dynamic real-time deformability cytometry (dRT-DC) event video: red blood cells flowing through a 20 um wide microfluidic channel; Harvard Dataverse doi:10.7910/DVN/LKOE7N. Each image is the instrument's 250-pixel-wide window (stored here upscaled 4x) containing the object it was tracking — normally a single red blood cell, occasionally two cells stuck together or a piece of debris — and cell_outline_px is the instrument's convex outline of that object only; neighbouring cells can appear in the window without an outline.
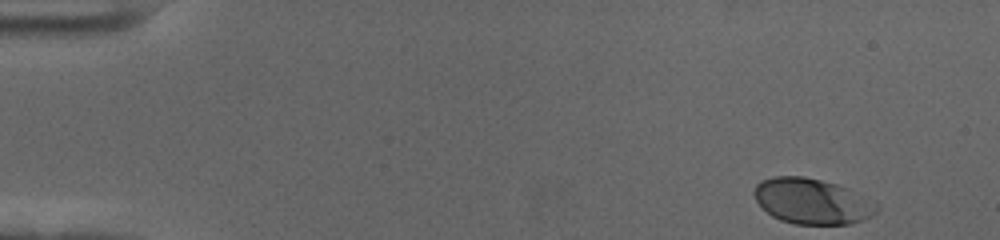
{"species": "human", "species_latin": "Homo sapiens", "temperature_condition": "cold", "stored_images_in_passage": 54, "camera_frame_rate_fps": 3000, "um_per_image_px": 0.085, "donor": {"sex": "female"}, "frame": {"image": 1, "passage_image": 1, "time_ms": 0.0, "image_size_px": [1000, 240], "cell_outline_px": [[880, 208], [872, 216], [864, 220], [852, 224], [796, 224], [780, 220], [772, 216], [756, 200], [752, 192], [756, 184], [760, 180], [772, 176], [804, 176], [836, 184], [848, 188], [880, 204]], "centroid_in_image_um": [69.05, 17.1], "position_along_channel_um": 16.0, "area_um2": 32.83}}
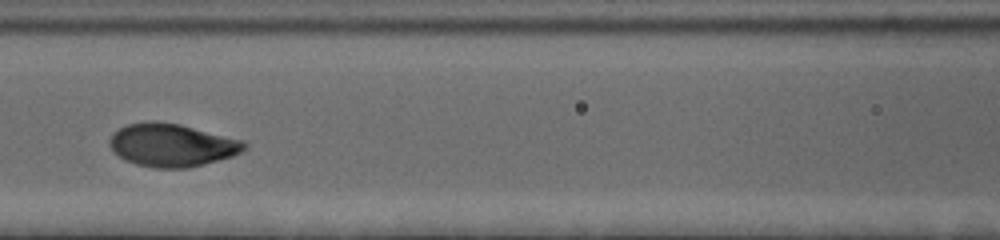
{"frame": {"image": 2, "passage_image": 23, "time_ms": 7.333, "image_size_px": [1000, 240], "cell_outline_px": [[248, 144], [240, 152], [232, 156], [188, 168], [152, 168], [136, 164], [124, 160], [108, 144], [108, 140], [112, 132], [128, 124], [152, 120], [180, 124], [244, 140]], "centroid_in_image_um": [14.59, 12.32], "position_along_channel_um": 152.0, "area_um2": 33.76}}
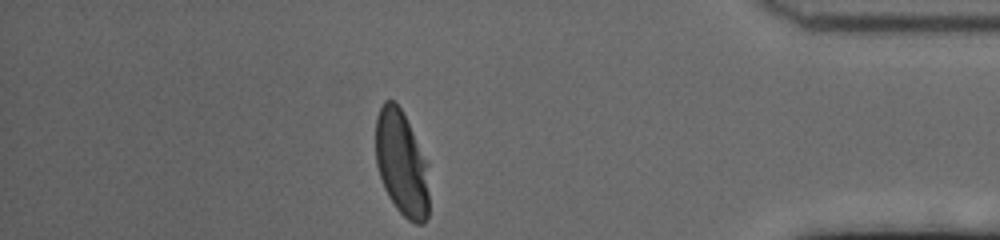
{"frame": {"image": 3, "passage_image": 47, "time_ms": 15.333, "image_size_px": [1000, 240], "cell_outline_px": [[428, 216], [424, 224], [416, 224], [408, 220], [396, 208], [388, 196], [384, 188], [376, 164], [376, 116], [384, 100], [392, 100], [400, 108], [428, 164]], "centroid_in_image_um": [34.13, 13.93], "position_along_channel_um": 401.1, "area_um2": 32.54}, "authors_computed_cell_mechanics": {"area_um2": 33.4373, "velocity_mm_per_s": 3.5199, "shape_relaxation_time_tau1_ms": 2.8336, "shape_relaxation_time_tau2_ms": null, "deformation_change_tau1": 0.1604, "deformation_change_tau2": null}}